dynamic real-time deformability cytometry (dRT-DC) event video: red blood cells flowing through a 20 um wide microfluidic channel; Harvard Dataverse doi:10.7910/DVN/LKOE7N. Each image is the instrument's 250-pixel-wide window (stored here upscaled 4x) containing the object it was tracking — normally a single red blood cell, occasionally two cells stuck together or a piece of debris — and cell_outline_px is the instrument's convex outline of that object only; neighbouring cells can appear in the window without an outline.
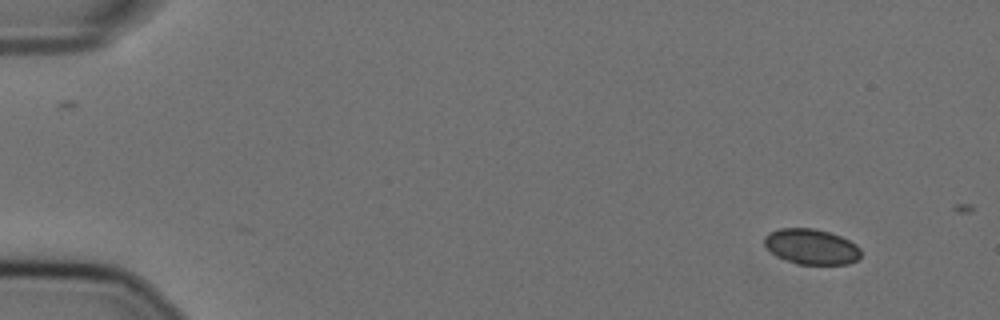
{"species": "Egyptian fruit bat (a non-hibernating species)", "species_latin": "Rousettus aegyptiacus", "temperature_condition": "cold", "stored_images_in_passage": 10, "camera_frame_rate_fps": 3000, "um_per_image_px": 0.085, "animal": {"sex": "female"}, "frame": {"image": 1, "passage_image": 1, "time_ms": 0.0, "image_size_px": [1000, 320], "cell_outline_px": [[860, 256], [856, 260], [848, 264], [796, 264], [784, 260], [776, 256], [764, 244], [764, 236], [768, 232], [780, 228], [812, 228], [828, 232], [840, 236], [856, 244], [860, 248]], "centroid_in_image_um": [68.94, 20.96], "position_along_channel_um": 16.1, "area_um2": 19.94}}